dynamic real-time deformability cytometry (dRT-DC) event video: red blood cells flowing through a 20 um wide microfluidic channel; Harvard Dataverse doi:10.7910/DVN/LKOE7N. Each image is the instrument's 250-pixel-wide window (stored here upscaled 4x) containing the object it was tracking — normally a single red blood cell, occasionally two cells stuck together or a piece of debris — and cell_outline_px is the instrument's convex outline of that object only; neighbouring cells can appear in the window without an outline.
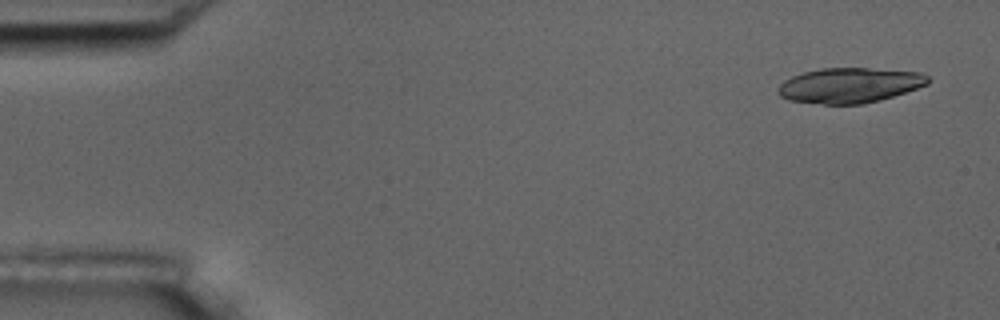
{"species": "common noctule bat (a hibernating species)", "species_latin": "Nyctalus noctula", "temperature_condition": "room temperature", "stored_images_in_passage": 6, "camera_frame_rate_fps": 3000, "um_per_image_px": 0.085, "animal": {"sex": "male", "body_mass_g": 17.5, "forearm_length_mm": 52.3}, "frame": {"image": 1, "passage_image": 1, "time_ms": 0.0, "image_size_px": [1000, 320], "cell_outline_px": [[932, 80], [928, 84], [892, 96], [860, 104], [824, 104], [788, 100], [780, 96], [776, 92], [780, 84], [784, 80], [792, 76], [804, 72], [820, 68], [868, 68], [920, 72], [928, 76]], "centroid_in_image_um": [72.19, 7.24], "position_along_channel_um": 12.8, "area_um2": 30.52}}
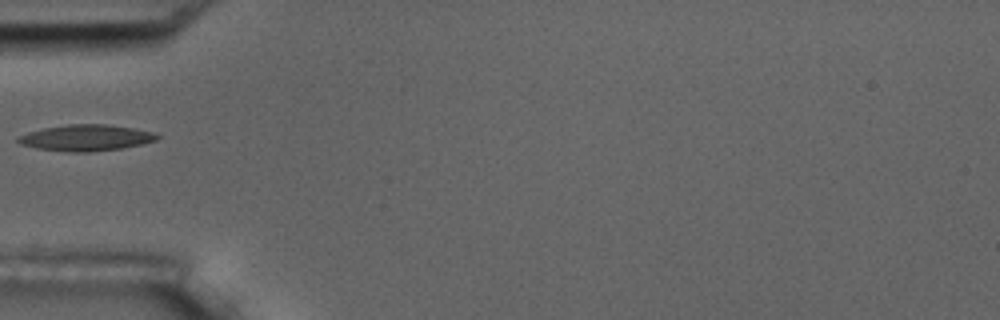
{"frame": {"image": 2, "passage_image": 5, "time_ms": 1.333, "image_size_px": [1000, 320], "cell_outline_px": [[160, 136], [156, 140], [124, 148], [88, 152], [68, 152], [36, 148], [20, 144], [16, 140], [16, 136], [28, 132], [44, 128], [68, 124], [104, 124], [132, 128], [156, 132]], "centroid_in_image_um": [7.29, 11.71], "position_along_channel_um": 77.7, "area_um2": 21.27}}